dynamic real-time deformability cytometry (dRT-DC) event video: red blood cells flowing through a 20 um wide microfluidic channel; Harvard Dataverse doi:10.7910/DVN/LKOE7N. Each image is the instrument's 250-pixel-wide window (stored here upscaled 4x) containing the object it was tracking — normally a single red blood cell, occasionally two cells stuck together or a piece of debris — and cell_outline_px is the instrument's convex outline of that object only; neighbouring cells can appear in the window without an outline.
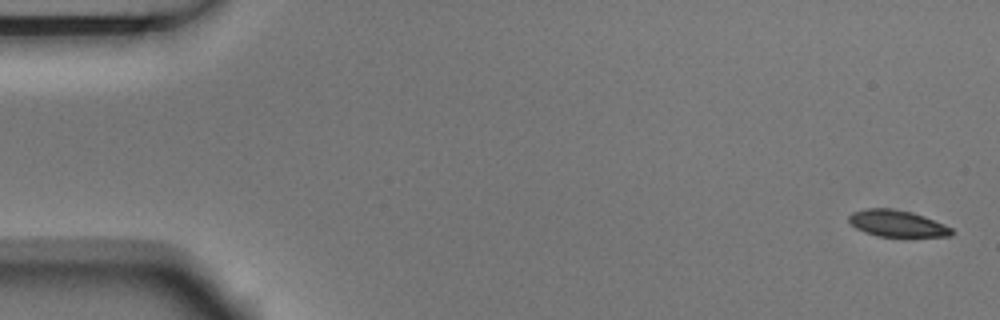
{"species": "Egyptian fruit bat (a non-hibernating species)", "species_latin": "Rousettus aegyptiacus", "temperature_condition": "room temperature", "stored_images_in_passage": 6, "camera_frame_rate_fps": 3000, "um_per_image_px": 0.085, "animal": {"sex": "male"}, "frame": {"image": 1, "passage_image": 1, "time_ms": 0.0, "image_size_px": [1000, 320], "cell_outline_px": [[956, 232], [952, 236], [876, 236], [864, 232], [856, 228], [848, 220], [848, 216], [852, 212], [864, 208], [888, 208], [912, 212], [924, 216], [944, 224], [952, 228]], "centroid_in_image_um": [76.25, 18.99], "position_along_channel_um": 8.7, "area_um2": 15.95}}
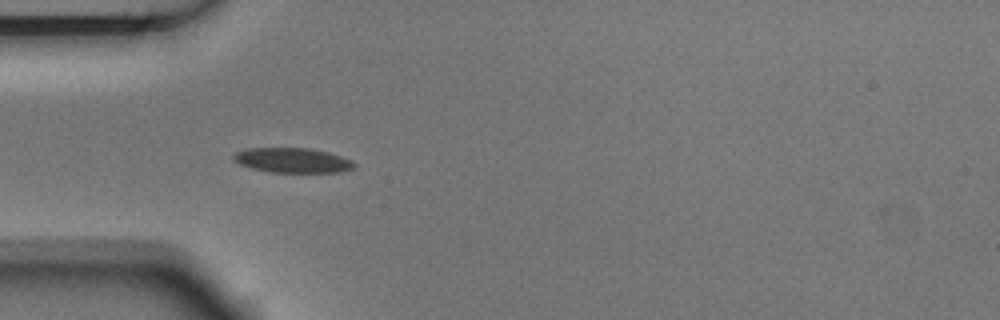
{"frame": {"image": 2, "passage_image": 5, "time_ms": 1.333, "image_size_px": [1000, 320], "cell_outline_px": [[356, 164], [352, 168], [340, 172], [268, 172], [252, 168], [240, 164], [232, 160], [232, 156], [236, 152], [248, 148], [308, 148], [328, 152], [352, 160]], "centroid_in_image_um": [24.84, 13.62], "position_along_channel_um": 60.2, "area_um2": 17.4}}
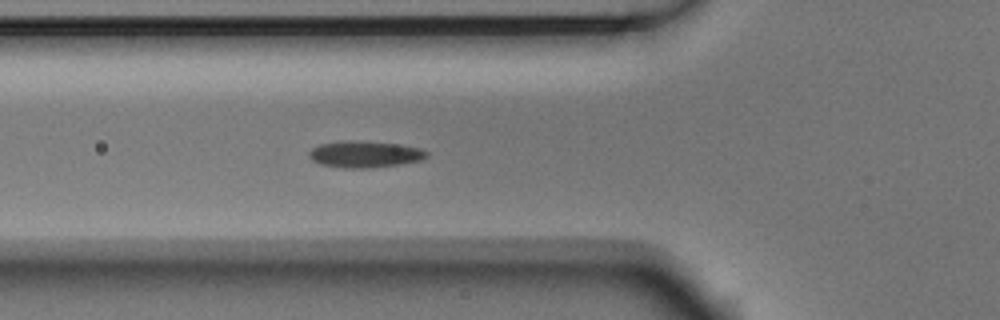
{"frame": {"image": 3, "passage_image": 6, "time_ms": 1.667, "image_size_px": [1000, 320], "cell_outline_px": [[428, 156], [420, 160], [400, 164], [372, 168], [344, 168], [320, 164], [312, 160], [308, 156], [308, 152], [312, 148], [320, 144], [336, 140], [364, 140], [396, 144], [420, 148], [428, 152]], "centroid_in_image_um": [30.96, 13.1], "position_along_channel_um": 94.8, "area_um2": 18.5}}